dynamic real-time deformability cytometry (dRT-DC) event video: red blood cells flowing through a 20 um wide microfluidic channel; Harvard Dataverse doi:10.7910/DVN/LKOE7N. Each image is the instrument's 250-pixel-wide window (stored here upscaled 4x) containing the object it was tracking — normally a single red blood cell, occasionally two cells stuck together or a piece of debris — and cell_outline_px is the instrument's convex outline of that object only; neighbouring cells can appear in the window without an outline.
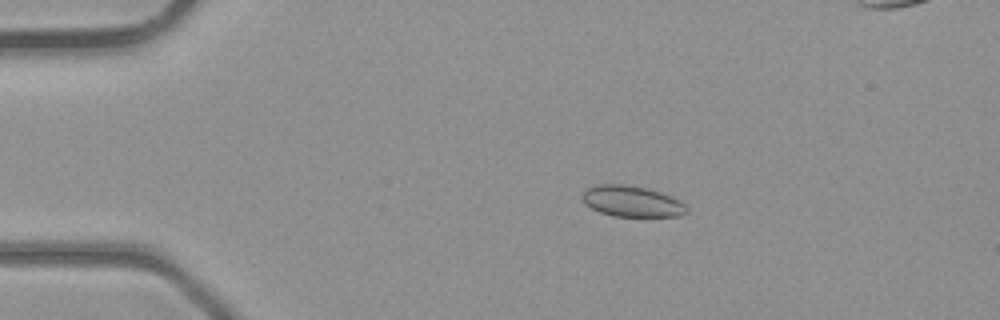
{"species": "common noctule bat (a hibernating species)", "species_latin": "Nyctalus noctula", "temperature_condition": "room temperature", "stored_images_in_passage": 4, "camera_frame_rate_fps": 3000, "um_per_image_px": 0.085, "animal": {"sex": "male", "body_mass_g": 23.1, "forearm_length_mm": 52.7}, "frame": {"image": 1, "passage_image": 2, "time_ms": 1.333, "image_size_px": [1000, 320], "cell_outline_px": [[688, 212], [680, 216], [612, 216], [600, 212], [584, 204], [584, 192], [588, 188], [596, 184], [624, 184], [648, 188], [660, 192], [680, 200], [688, 208]], "centroid_in_image_um": [53.73, 17.11], "position_along_channel_um": 31.3, "area_um2": 18.79}}